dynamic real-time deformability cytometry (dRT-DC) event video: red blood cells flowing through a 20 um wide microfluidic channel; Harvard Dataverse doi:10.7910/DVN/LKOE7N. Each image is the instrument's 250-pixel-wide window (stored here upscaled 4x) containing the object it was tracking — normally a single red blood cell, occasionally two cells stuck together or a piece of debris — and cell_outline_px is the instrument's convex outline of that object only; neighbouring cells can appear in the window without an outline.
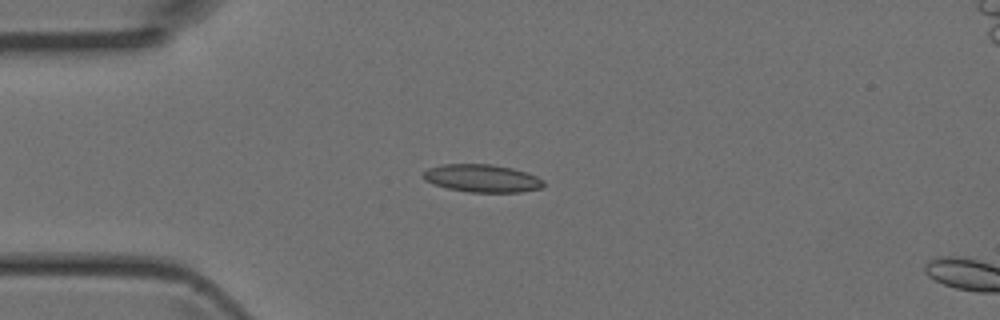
{"species": "Egyptian fruit bat (a non-hibernating species)", "species_latin": "Rousettus aegyptiacus", "temperature_condition": "room temperature", "stored_images_in_passage": 5, "camera_frame_rate_fps": 3000, "um_per_image_px": 0.085, "animal": {"sex": "female"}, "frame": {"image": 1, "passage_image": 4, "time_ms": 1.0, "image_size_px": [1000, 320], "cell_outline_px": [[544, 184], [540, 188], [520, 192], [472, 192], [448, 188], [424, 180], [424, 172], [428, 168], [440, 164], [492, 164], [512, 168], [536, 176], [544, 180]], "centroid_in_image_um": [40.98, 15.15], "position_along_channel_um": 44.0, "area_um2": 19.25}}